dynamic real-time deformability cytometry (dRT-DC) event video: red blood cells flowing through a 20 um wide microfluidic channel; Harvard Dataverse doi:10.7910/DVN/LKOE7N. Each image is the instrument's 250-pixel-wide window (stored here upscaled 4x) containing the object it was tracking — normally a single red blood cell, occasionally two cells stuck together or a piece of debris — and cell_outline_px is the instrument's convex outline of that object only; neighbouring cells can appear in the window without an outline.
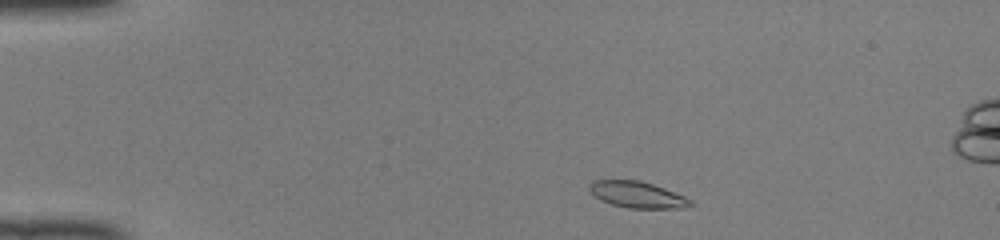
{"species": "common noctule bat (a hibernating species)", "species_latin": "Nyctalus noctula", "temperature_condition": "room temperature", "stored_images_in_passage": 42, "camera_frame_rate_fps": 3000, "um_per_image_px": 0.085, "animal": {"sex": "female", "body_mass_g": 22.0, "forearm_length_mm": 56.7}, "frame": {"image": 1, "passage_image": 2, "time_ms": 0.333, "image_size_px": [1000, 240], "cell_outline_px": [[692, 204], [680, 208], [628, 208], [612, 204], [600, 200], [588, 188], [588, 184], [592, 180], [640, 180], [664, 188], [684, 196], [692, 200]], "centroid_in_image_um": [54.14, 16.54], "position_along_channel_um": 30.9, "area_um2": 15.37}}
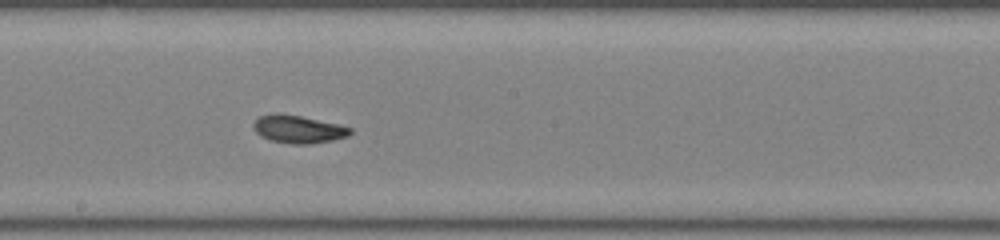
{"frame": {"image": 2, "passage_image": 21, "time_ms": 6.667, "image_size_px": [1000, 240], "cell_outline_px": [[352, 132], [348, 136], [332, 140], [308, 144], [292, 144], [272, 140], [260, 136], [256, 132], [252, 124], [260, 116], [276, 112], [300, 116], [340, 124], [352, 128]], "centroid_in_image_um": [25.36, 10.97], "position_along_channel_um": 222.8, "area_um2": 15.66}}
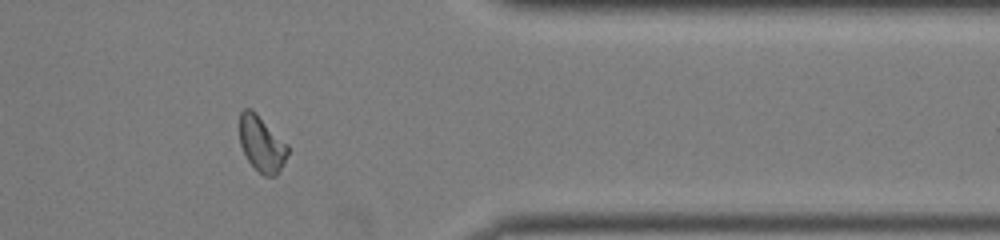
{"frame": {"image": 3, "passage_image": 34, "time_ms": 11.0, "image_size_px": [1000, 240], "cell_outline_px": [[288, 152], [284, 164], [276, 176], [264, 176], [248, 160], [240, 144], [240, 112], [244, 108], [252, 108], [288, 144]], "centroid_in_image_um": [22.25, 12.21], "position_along_channel_um": 389.1, "area_um2": 15.66}, "authors_computed_cell_mechanics": {"area_um2": 15.606, "velocity_mm_per_s": 4.105, "shape_relaxation_time_tau1_ms": 2.1347, "shape_relaxation_time_tau2_ms": 2.6175, "deformation_change_tau1": 0.0877, "deformation_change_tau2": 0.0888}}